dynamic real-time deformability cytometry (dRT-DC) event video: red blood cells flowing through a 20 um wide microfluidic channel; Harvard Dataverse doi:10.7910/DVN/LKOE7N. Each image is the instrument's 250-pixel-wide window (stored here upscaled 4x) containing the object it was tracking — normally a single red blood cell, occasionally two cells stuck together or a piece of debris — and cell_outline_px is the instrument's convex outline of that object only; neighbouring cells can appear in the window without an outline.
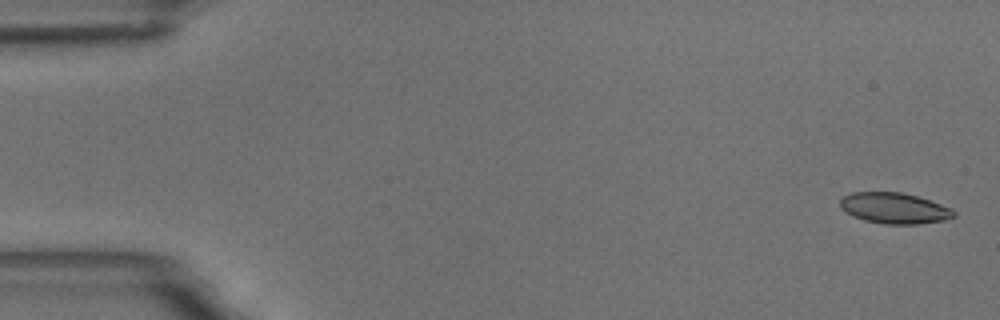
{"species": "common noctule bat (a hibernating species)", "species_latin": "Nyctalus noctula", "temperature_condition": "room temperature", "stored_images_in_passage": 11, "camera_frame_rate_fps": 3000, "um_per_image_px": 0.085, "animal": {"sex": "male", "body_mass_g": 18.8}, "frame": {"image": 1, "passage_image": 1, "time_ms": 0.0, "image_size_px": [1000, 320], "cell_outline_px": [[956, 216], [944, 220], [920, 224], [884, 224], [864, 220], [852, 216], [840, 208], [840, 200], [844, 196], [852, 192], [900, 192], [916, 196], [952, 208], [956, 212]], "centroid_in_image_um": [76.01, 17.7], "position_along_channel_um": 9.0, "area_um2": 20.46}}
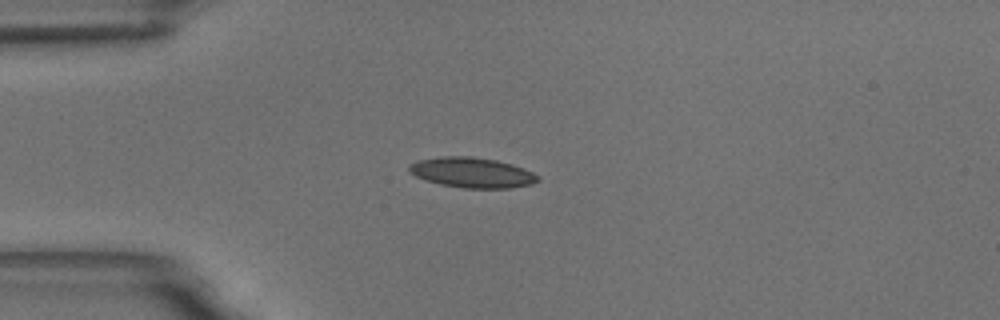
{"frame": {"image": 2, "passage_image": 4, "time_ms": 4.333, "image_size_px": [1000, 320], "cell_outline_px": [[540, 180], [532, 184], [508, 188], [464, 188], [440, 184], [416, 176], [408, 172], [408, 164], [416, 160], [440, 156], [472, 156], [496, 160], [512, 164], [524, 168], [540, 176]], "centroid_in_image_um": [40.11, 14.66], "position_along_channel_um": 44.9, "area_um2": 22.83}}